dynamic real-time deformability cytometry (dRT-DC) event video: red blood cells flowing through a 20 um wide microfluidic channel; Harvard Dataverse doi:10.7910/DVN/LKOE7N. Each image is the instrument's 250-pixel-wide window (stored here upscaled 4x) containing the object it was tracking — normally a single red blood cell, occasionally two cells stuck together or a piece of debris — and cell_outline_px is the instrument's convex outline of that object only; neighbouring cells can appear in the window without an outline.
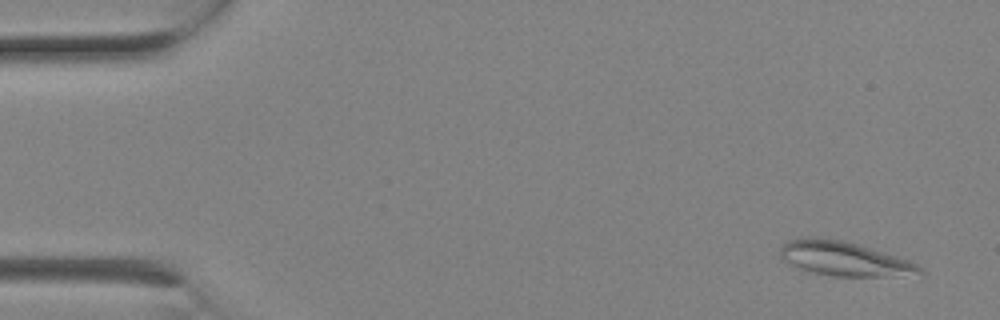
{"species": "Egyptian fruit bat (a non-hibernating species)", "species_latin": "Rousettus aegyptiacus", "temperature_condition": "room temperature", "stored_images_in_passage": 6, "camera_frame_rate_fps": 3000, "um_per_image_px": 0.085, "animal": {"sex": "female"}, "frame": {"image": 1, "passage_image": 1, "time_ms": 0.0, "image_size_px": [1000, 320], "cell_outline_px": [[924, 276], [836, 276], [816, 272], [800, 268], [784, 260], [780, 256], [780, 248], [788, 240], [808, 236], [816, 236], [844, 240], [860, 244], [908, 260], [916, 264], [924, 272]], "centroid_in_image_um": [71.81, 21.97], "position_along_channel_um": 13.2, "area_um2": 27.98}}